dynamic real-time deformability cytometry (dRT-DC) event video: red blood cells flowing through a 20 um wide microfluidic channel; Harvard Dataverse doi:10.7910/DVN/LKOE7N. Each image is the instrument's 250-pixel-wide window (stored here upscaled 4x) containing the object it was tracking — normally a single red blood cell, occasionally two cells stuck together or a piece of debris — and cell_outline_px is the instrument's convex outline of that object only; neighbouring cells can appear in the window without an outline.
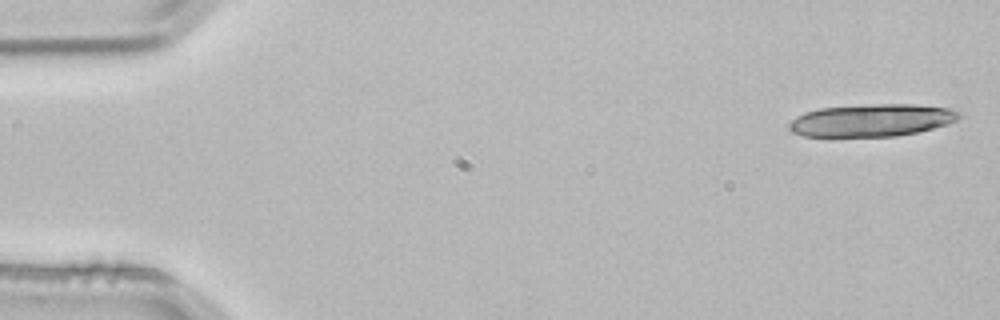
{"species": "common noctule bat (a hibernating species)", "species_latin": "Nyctalus noctula", "temperature_condition": "room temperature", "stored_images_in_passage": 3, "camera_frame_rate_fps": 3000, "um_per_image_px": 0.085, "animal": {"sex": "male", "body_mass_g": 21.5, "forearm_length_mm": 52.0}, "frame": {"image": 1, "passage_image": 1, "time_ms": 0.0, "image_size_px": [1000, 320], "cell_outline_px": [[964, 116], [948, 124], [916, 132], [896, 136], [804, 136], [792, 132], [788, 128], [788, 124], [796, 116], [804, 112], [820, 108], [876, 104], [916, 104], [952, 108], [960, 112]], "centroid_in_image_um": [74.12, 10.21], "position_along_channel_um": 10.9, "area_um2": 32.19}}